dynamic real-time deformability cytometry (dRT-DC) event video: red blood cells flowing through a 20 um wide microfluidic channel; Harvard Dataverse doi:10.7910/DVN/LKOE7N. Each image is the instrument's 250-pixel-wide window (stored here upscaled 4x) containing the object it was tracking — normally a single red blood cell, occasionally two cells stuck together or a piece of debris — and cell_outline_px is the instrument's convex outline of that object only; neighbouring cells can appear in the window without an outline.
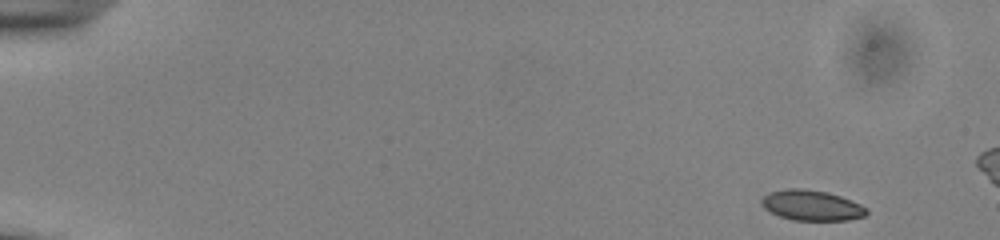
{"species": "common noctule bat (a hibernating species)", "species_latin": "Nyctalus noctula", "temperature_condition": "cold", "stored_images_in_passage": 49, "camera_frame_rate_fps": 3000, "um_per_image_px": 0.085, "animal": {"sex": "male", "body_mass_g": 13.0, "forearm_length_mm": 53.1}, "frame": {"image": 1, "passage_image": 1, "time_ms": 0.0, "image_size_px": [1000, 240], "cell_outline_px": [[868, 212], [864, 216], [848, 220], [792, 220], [780, 216], [764, 208], [760, 204], [760, 200], [764, 196], [772, 192], [788, 188], [800, 188], [828, 192], [852, 200], [868, 208]], "centroid_in_image_um": [69.0, 17.45], "position_along_channel_um": 16.0, "area_um2": 18.55}}
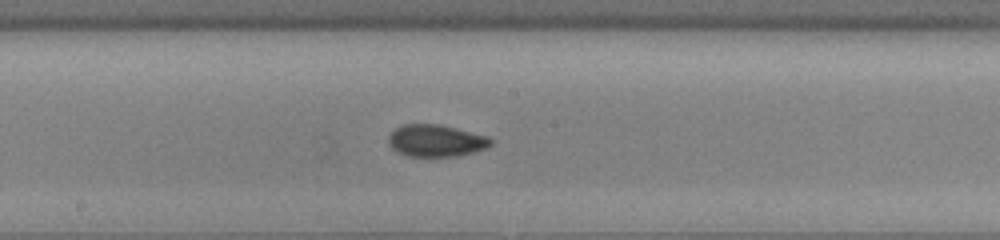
{"frame": {"image": 2, "passage_image": 27, "time_ms": 8.667, "image_size_px": [1000, 240], "cell_outline_px": [[492, 144], [488, 148], [456, 156], [408, 156], [396, 152], [388, 144], [388, 136], [396, 128], [404, 124], [440, 124], [488, 136], [492, 140]], "centroid_in_image_um": [37.05, 11.95], "position_along_channel_um": 211.2, "area_um2": 19.13}}
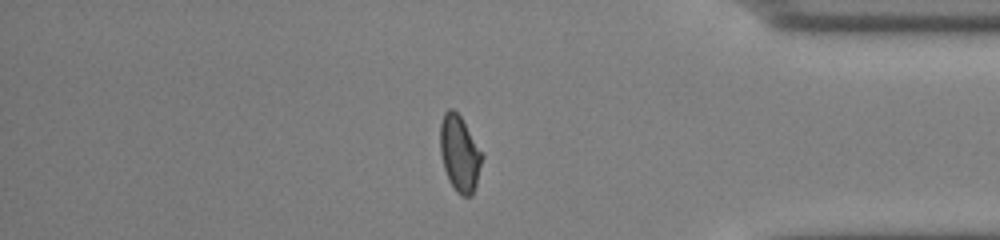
{"frame": {"image": 3, "passage_image": 43, "time_ms": 14.0, "image_size_px": [1000, 240], "cell_outline_px": [[484, 156], [476, 184], [472, 196], [460, 196], [456, 192], [448, 180], [444, 168], [440, 152], [440, 124], [444, 112], [448, 108], [452, 108], [460, 116]], "centroid_in_image_um": [39.05, 13.07], "position_along_channel_um": 396.1, "area_um2": 18.55}}